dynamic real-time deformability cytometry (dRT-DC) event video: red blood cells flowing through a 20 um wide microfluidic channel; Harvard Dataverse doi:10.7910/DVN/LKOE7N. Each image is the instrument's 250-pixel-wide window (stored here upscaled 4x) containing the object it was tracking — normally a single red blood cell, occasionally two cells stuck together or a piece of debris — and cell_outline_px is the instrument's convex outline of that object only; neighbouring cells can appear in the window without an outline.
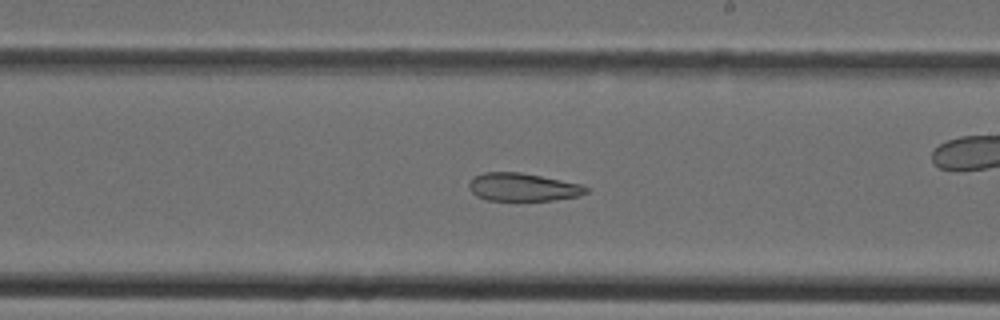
{"species": "Egyptian fruit bat (a non-hibernating species)", "species_latin": "Rousettus aegyptiacus", "temperature_condition": "cold", "stored_images_in_passage": 40, "camera_frame_rate_fps": 3000, "um_per_image_px": 0.085, "animal": {"sex": "female"}, "frame": {"image": 1, "passage_image": 23, "time_ms": 7.333, "image_size_px": [1000, 320], "cell_outline_px": [[588, 192], [580, 196], [552, 200], [488, 200], [476, 196], [468, 188], [468, 184], [472, 176], [484, 172], [520, 172], [584, 184], [588, 188]], "centroid_in_image_um": [44.44, 15.9], "position_along_channel_um": 244.6, "area_um2": 19.31}}
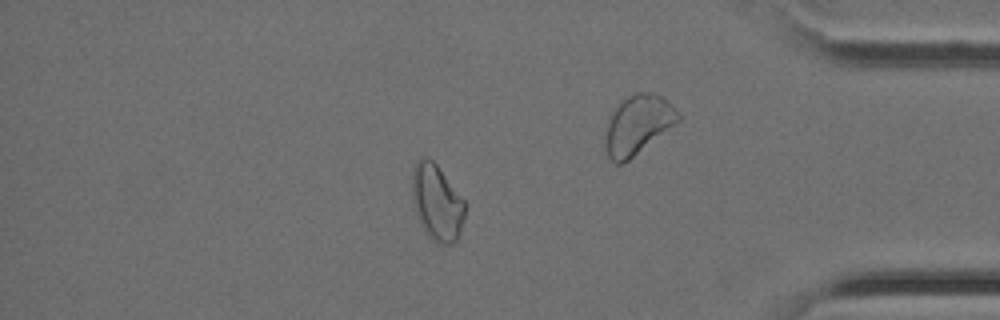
{"frame": {"image": 2, "passage_image": 34, "time_ms": 11.0, "image_size_px": [1000, 320], "cell_outline_px": [[464, 216], [460, 232], [456, 240], [452, 244], [436, 244], [428, 236], [416, 212], [412, 196], [412, 168], [416, 160], [424, 156], [432, 160], [436, 164], [464, 200]], "centroid_in_image_um": [37.12, 17.2], "position_along_channel_um": 398.1, "area_um2": 23.18}}